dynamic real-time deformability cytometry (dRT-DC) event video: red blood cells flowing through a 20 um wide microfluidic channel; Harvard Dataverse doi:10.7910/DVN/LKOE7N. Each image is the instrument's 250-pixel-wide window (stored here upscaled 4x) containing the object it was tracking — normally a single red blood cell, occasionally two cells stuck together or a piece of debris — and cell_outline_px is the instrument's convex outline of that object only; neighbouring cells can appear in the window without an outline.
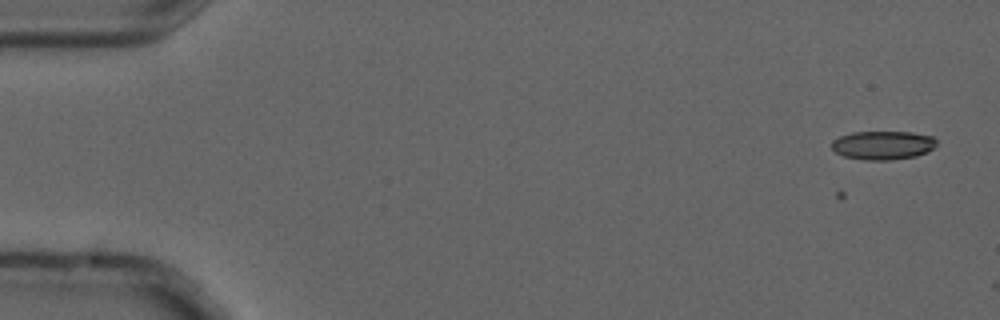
{"species": "common noctule bat (a hibernating species)", "species_latin": "Nyctalus noctula", "temperature_condition": "cold", "stored_images_in_passage": 5, "camera_frame_rate_fps": 3000, "um_per_image_px": 0.085, "animal": {"sex": "male", "forearm_length_mm": 52.5}, "frame": {"image": 1, "passage_image": 2, "time_ms": 0.333, "image_size_px": [1000, 320], "cell_outline_px": [[936, 144], [928, 152], [916, 156], [888, 160], [864, 160], [844, 156], [836, 152], [832, 148], [832, 140], [840, 136], [852, 132], [912, 132], [932, 136], [936, 140]], "centroid_in_image_um": [75.04, 12.34], "position_along_channel_um": 10.0, "area_um2": 17.51}}